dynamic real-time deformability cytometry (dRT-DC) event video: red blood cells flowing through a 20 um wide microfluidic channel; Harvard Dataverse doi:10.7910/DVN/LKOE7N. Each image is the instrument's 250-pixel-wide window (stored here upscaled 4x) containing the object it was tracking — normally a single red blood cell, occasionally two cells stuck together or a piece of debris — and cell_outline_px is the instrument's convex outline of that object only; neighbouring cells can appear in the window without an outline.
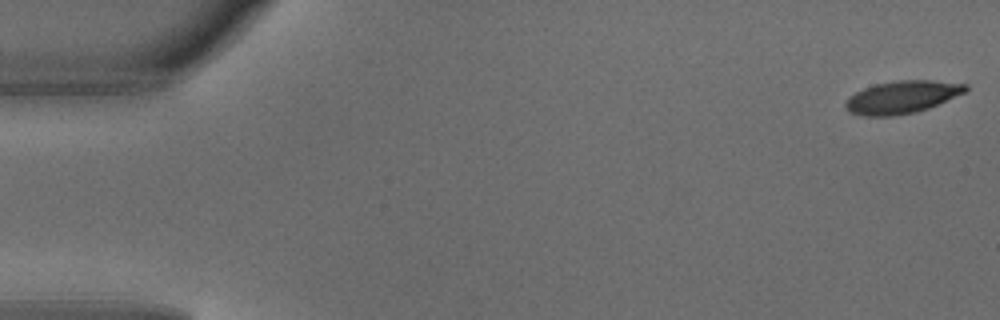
{"species": "common noctule bat (a hibernating species)", "species_latin": "Nyctalus noctula", "temperature_condition": "warm", "stored_images_in_passage": 4, "camera_frame_rate_fps": 3000, "um_per_image_px": 0.085, "animal": {"sex": "male", "body_mass_g": 18.8}, "frame": {"image": 1, "passage_image": 1, "time_ms": 0.0, "image_size_px": [1000, 320], "cell_outline_px": [[968, 88], [964, 92], [928, 108], [916, 112], [892, 116], [864, 116], [848, 112], [844, 108], [844, 104], [848, 96], [864, 88], [876, 84], [896, 80], [932, 80], [968, 84]], "centroid_in_image_um": [76.62, 8.25], "position_along_channel_um": 8.4, "area_um2": 22.77}}